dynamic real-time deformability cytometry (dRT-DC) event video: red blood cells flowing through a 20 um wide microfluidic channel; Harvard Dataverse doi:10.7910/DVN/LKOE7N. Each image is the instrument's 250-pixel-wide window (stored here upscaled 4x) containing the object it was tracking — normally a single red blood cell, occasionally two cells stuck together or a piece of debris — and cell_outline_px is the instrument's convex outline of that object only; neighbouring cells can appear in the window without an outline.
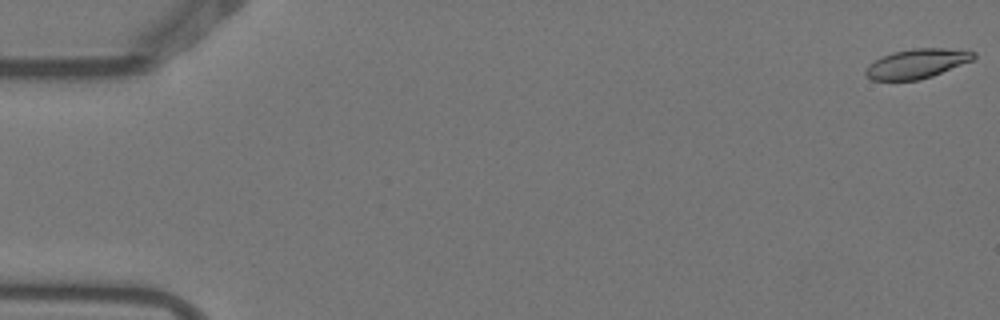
{"species": "Egyptian fruit bat (a non-hibernating species)", "species_latin": "Rousettus aegyptiacus", "temperature_condition": "warm", "stored_images_in_passage": 5, "camera_frame_rate_fps": 3000, "um_per_image_px": 0.085, "animal": {"sex": "female"}, "frame": {"image": 1, "passage_image": 1, "time_ms": 0.0, "image_size_px": [1000, 320], "cell_outline_px": [[976, 56], [972, 60], [932, 76], [920, 80], [872, 80], [864, 72], [868, 64], [880, 56], [892, 52], [912, 48], [944, 48], [976, 52]], "centroid_in_image_um": [77.89, 5.4], "position_along_channel_um": 7.1, "area_um2": 18.5}}
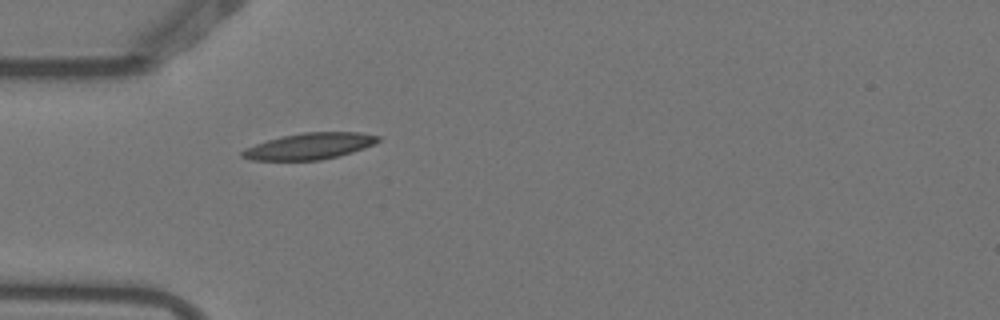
{"frame": {"image": 2, "passage_image": 5, "time_ms": 1.333, "image_size_px": [1000, 320], "cell_outline_px": [[380, 140], [364, 148], [340, 156], [320, 160], [252, 160], [240, 156], [240, 152], [244, 148], [280, 136], [304, 132], [360, 132], [380, 136]], "centroid_in_image_um": [26.3, 12.42], "position_along_channel_um": 58.7, "area_um2": 20.87}}